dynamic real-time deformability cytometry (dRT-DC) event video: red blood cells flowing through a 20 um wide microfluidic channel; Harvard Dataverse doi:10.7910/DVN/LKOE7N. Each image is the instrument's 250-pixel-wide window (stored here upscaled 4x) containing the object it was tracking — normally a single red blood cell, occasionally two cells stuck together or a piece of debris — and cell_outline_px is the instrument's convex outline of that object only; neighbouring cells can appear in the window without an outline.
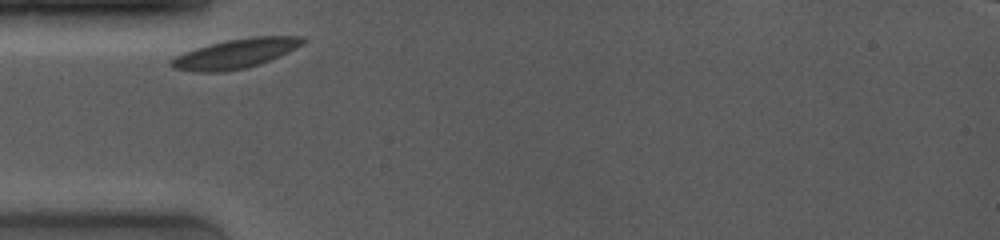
{"species": "common noctule bat (a hibernating species)", "species_latin": "Nyctalus noctula", "temperature_condition": "room temperature", "stored_images_in_passage": 21, "camera_frame_rate_fps": 4000, "um_per_image_px": 0.085, "animal": {"sex": "female", "body_mass_g": 19.0, "forearm_length_mm": 53.3}, "frame": {"image": 1, "passage_image": 1, "time_ms": 0.0, "image_size_px": [1000, 240], "cell_outline_px": [[308, 40], [296, 48], [280, 56], [260, 64], [244, 68], [224, 72], [196, 72], [176, 68], [168, 64], [168, 60], [184, 52], [208, 44], [228, 40], [252, 36], [304, 36]], "centroid_in_image_um": [20.04, 4.55], "position_along_channel_um": 65.0, "area_um2": 22.66}}
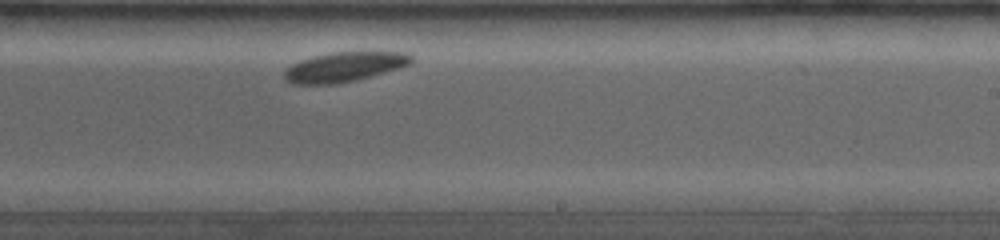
{"frame": {"image": 2, "passage_image": 11, "time_ms": 5.5, "image_size_px": [1000, 240], "cell_outline_px": [[412, 60], [408, 64], [400, 68], [356, 80], [336, 84], [292, 84], [284, 80], [284, 72], [292, 64], [300, 60], [332, 52], [404, 52], [412, 56]], "centroid_in_image_um": [29.24, 5.69], "position_along_channel_um": 259.8, "area_um2": 21.79}}
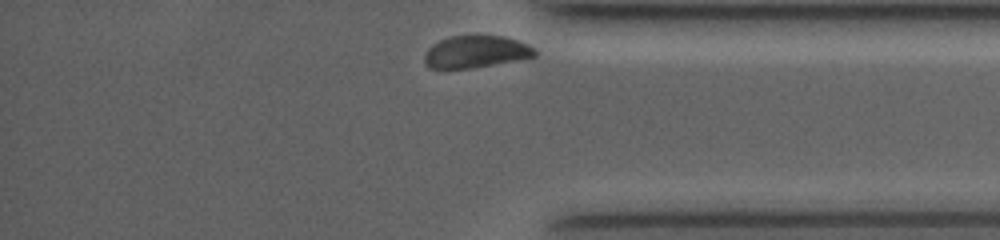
{"frame": {"image": 3, "passage_image": 21, "time_ms": 9.25, "image_size_px": [1000, 240], "cell_outline_px": [[536, 56], [492, 64], [468, 68], [428, 68], [424, 60], [424, 56], [428, 48], [440, 40], [448, 36], [500, 36], [516, 40], [528, 44], [536, 48]], "centroid_in_image_um": [40.43, 4.39], "position_along_channel_um": 394.8, "area_um2": 20.29}, "authors_computed_cell_mechanics": {"area_um2": 21.7906, "velocity_mm_per_s": 3.5851, "shape_relaxation_time_tau1_ms": 0.3057, "shape_relaxation_time_tau2_ms": null, "deformation_change_tau1": 0.0328, "deformation_change_tau2": null}}